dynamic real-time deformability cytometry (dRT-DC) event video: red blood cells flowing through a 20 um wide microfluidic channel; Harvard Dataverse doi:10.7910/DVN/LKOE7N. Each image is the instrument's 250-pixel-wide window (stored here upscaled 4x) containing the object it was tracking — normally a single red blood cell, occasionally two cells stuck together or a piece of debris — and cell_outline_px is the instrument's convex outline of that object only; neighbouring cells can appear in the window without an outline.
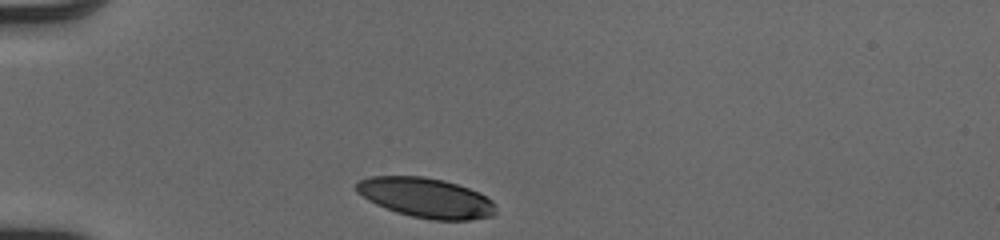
{"species": "human", "species_latin": "Homo sapiens", "temperature_condition": "cold", "stored_images_in_passage": 30, "camera_frame_rate_fps": 3000, "um_per_image_px": 0.085, "donor": {"sex": "male"}, "frame": {"image": 1, "passage_image": 1, "time_ms": 0.0, "image_size_px": [1000, 240], "cell_outline_px": [[496, 212], [492, 216], [468, 220], [432, 220], [412, 216], [396, 212], [376, 204], [368, 200], [356, 192], [356, 184], [360, 180], [372, 176], [424, 176], [444, 180], [480, 192], [492, 200], [496, 204]], "centroid_in_image_um": [36.23, 16.81], "position_along_channel_um": 48.8, "area_um2": 32.43}}
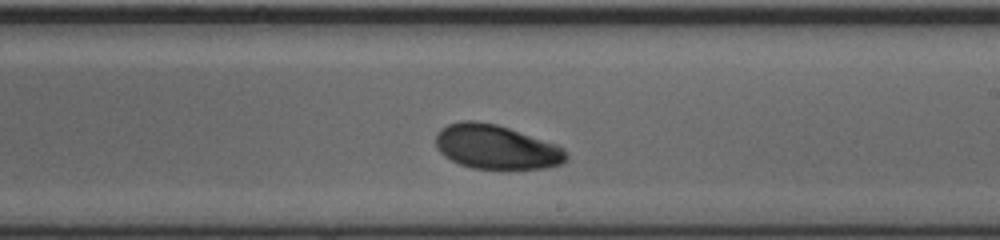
{"frame": {"image": 2, "passage_image": 18, "time_ms": 5.667, "image_size_px": [1000, 240], "cell_outline_px": [[568, 160], [560, 164], [548, 168], [472, 168], [460, 164], [444, 156], [440, 152], [436, 144], [436, 132], [440, 128], [448, 124], [460, 120], [476, 120], [496, 124], [556, 144], [564, 148], [568, 156]], "centroid_in_image_um": [42.16, 12.48], "position_along_channel_um": 246.8, "area_um2": 33.58}}
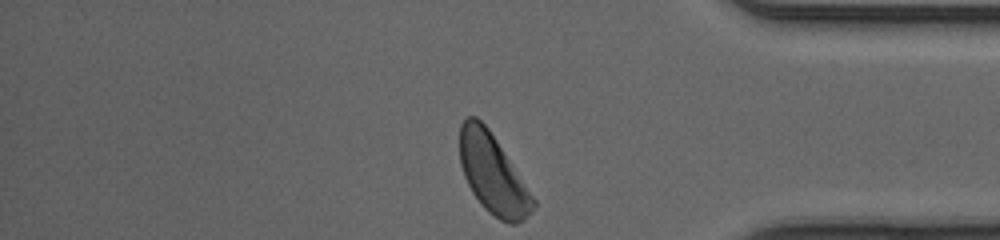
{"frame": {"image": 3, "passage_image": 30, "time_ms": 9.667, "image_size_px": [1000, 240], "cell_outline_px": [[536, 204], [532, 212], [524, 220], [516, 224], [508, 224], [500, 220], [488, 212], [480, 204], [472, 192], [464, 176], [460, 164], [460, 124], [468, 116], [476, 116], [488, 128], [536, 200]], "centroid_in_image_um": [41.89, 14.82], "position_along_channel_um": 393.3, "area_um2": 33.76}, "authors_computed_cell_mechanics": {"area_um2": 33.813, "velocity_mm_per_s": 4.0459, "shape_relaxation_time_tau1_ms": 2.7715, "shape_relaxation_time_tau2_ms": null, "deformation_change_tau1": 0.132, "deformation_change_tau2": null}}